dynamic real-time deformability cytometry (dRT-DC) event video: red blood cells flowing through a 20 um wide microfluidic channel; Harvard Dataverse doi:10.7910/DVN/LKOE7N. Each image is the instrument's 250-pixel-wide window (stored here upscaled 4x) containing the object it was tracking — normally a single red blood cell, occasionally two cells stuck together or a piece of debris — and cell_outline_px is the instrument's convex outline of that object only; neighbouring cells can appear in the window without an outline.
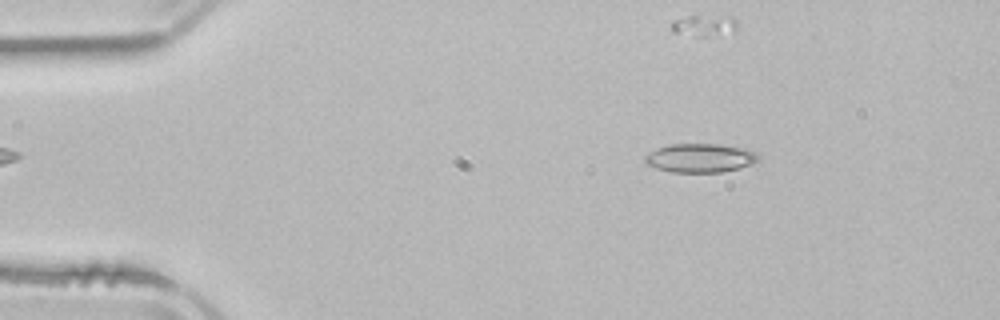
{"species": "common noctule bat (a hibernating species)", "species_latin": "Nyctalus noctula", "temperature_condition": "room temperature", "stored_images_in_passage": 2, "camera_frame_rate_fps": 3000, "um_per_image_px": 0.085, "animal": {"sex": "male", "body_mass_g": 21.5, "forearm_length_mm": 52.0}, "frame": {"image": 1, "passage_image": 1, "time_ms": 0.0, "image_size_px": [1000, 320], "cell_outline_px": [[760, 160], [752, 164], [740, 168], [720, 172], [672, 172], [656, 168], [644, 164], [644, 156], [648, 152], [656, 148], [672, 144], [720, 144], [744, 148], [756, 152], [760, 156]], "centroid_in_image_um": [59.51, 13.42], "position_along_channel_um": 25.5, "area_um2": 19.31}}